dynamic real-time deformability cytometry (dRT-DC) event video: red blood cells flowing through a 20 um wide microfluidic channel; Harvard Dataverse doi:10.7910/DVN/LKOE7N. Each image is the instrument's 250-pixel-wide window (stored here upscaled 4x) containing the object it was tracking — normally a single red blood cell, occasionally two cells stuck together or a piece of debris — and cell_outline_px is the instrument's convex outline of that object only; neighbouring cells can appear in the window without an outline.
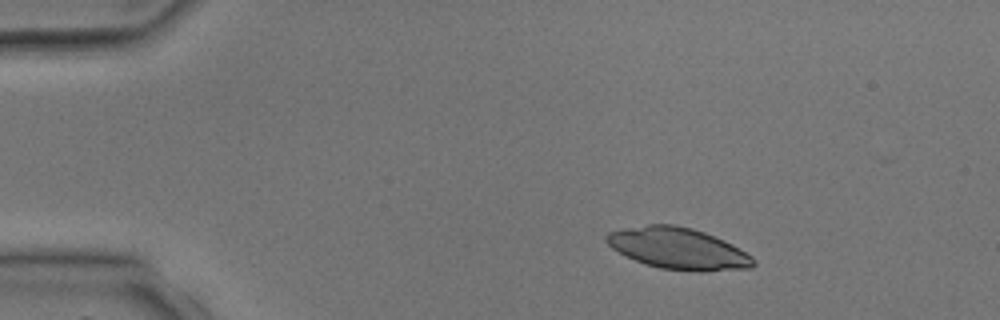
{"species": "common noctule bat (a hibernating species)", "species_latin": "Nyctalus noctula", "temperature_condition": "room temperature", "stored_images_in_passage": 3, "camera_frame_rate_fps": 3000, "um_per_image_px": 0.085, "animal": {"sex": "male", "body_mass_g": 17.9, "forearm_length_mm": 54.2}, "frame": {"image": 1, "passage_image": 1, "time_ms": 0.0, "image_size_px": [1000, 320], "cell_outline_px": [[756, 264], [752, 268], [704, 272], [660, 268], [644, 264], [612, 248], [604, 240], [604, 236], [608, 232], [624, 228], [648, 224], [676, 224], [692, 228], [704, 232], [724, 240], [732, 244], [752, 256], [756, 260]], "centroid_in_image_um": [57.66, 21.12], "position_along_channel_um": 27.3, "area_um2": 35.6}}